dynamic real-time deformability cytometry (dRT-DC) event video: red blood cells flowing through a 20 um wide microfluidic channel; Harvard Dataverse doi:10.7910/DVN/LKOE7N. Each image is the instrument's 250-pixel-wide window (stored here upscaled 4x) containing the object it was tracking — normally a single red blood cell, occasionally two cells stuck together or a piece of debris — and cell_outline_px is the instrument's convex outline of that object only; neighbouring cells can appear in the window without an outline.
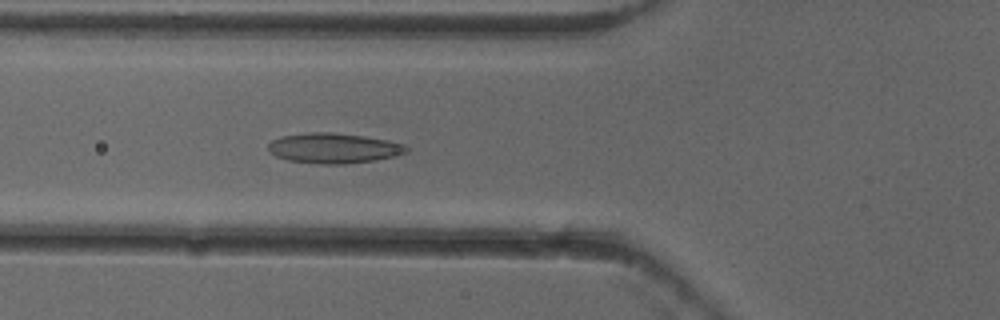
{"species": "common noctule bat (a hibernating species)", "species_latin": "Nyctalus noctula", "temperature_condition": "cold", "stored_images_in_passage": 53, "camera_frame_rate_fps": 3000, "um_per_image_px": 0.085, "animal": {"sex": "female"}, "frame": {"image": 1, "passage_image": 20, "time_ms": 6.333, "image_size_px": [1000, 320], "cell_outline_px": [[408, 152], [376, 160], [344, 164], [320, 164], [288, 160], [276, 156], [268, 152], [268, 144], [272, 140], [280, 136], [308, 132], [332, 132], [364, 136], [388, 140], [404, 144], [408, 148]], "centroid_in_image_um": [28.33, 12.59], "position_along_channel_um": 97.5, "area_um2": 24.39}}
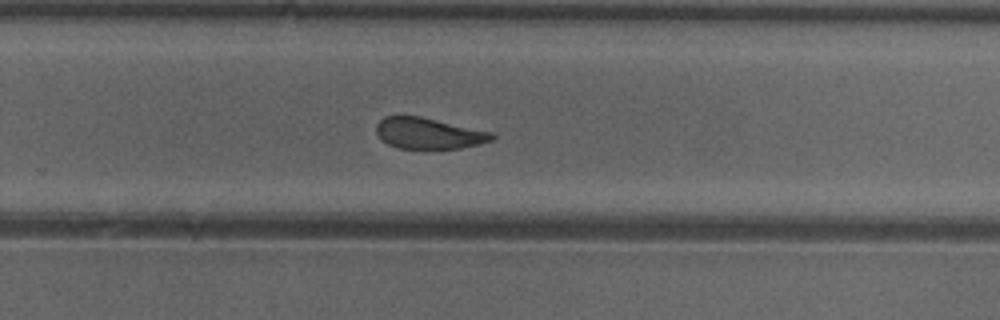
{"frame": {"image": 2, "passage_image": 35, "time_ms": 11.333, "image_size_px": [1000, 320], "cell_outline_px": [[496, 136], [492, 140], [480, 144], [460, 148], [396, 148], [388, 144], [376, 132], [376, 124], [384, 116], [420, 116], [492, 132]], "centroid_in_image_um": [36.44, 11.33], "position_along_channel_um": 293.4, "area_um2": 20.75}}
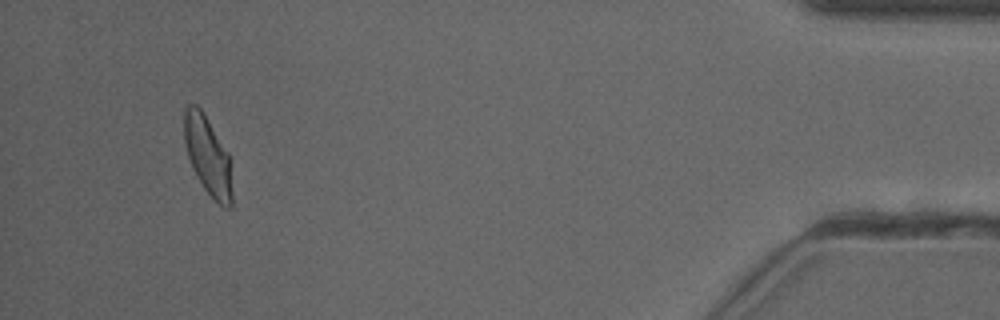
{"frame": {"image": 3, "passage_image": 50, "time_ms": 16.333, "image_size_px": [1000, 320], "cell_outline_px": [[232, 204], [228, 208], [224, 208], [204, 188], [196, 176], [192, 168], [188, 156], [184, 140], [184, 108], [188, 104], [196, 104], [200, 108], [228, 152], [232, 196]], "centroid_in_image_um": [17.64, 13.21], "position_along_channel_um": 417.6, "area_um2": 21.56}, "authors_computed_cell_mechanics": {"area_um2": 22.831, "velocity_mm_per_s": 3.9209, "shape_relaxation_time_tau1_ms": 5.5603, "shape_relaxation_time_tau2_ms": 1.7551, "deformation_change_tau1": 0.1421, "deformation_change_tau2": 0.0784}}